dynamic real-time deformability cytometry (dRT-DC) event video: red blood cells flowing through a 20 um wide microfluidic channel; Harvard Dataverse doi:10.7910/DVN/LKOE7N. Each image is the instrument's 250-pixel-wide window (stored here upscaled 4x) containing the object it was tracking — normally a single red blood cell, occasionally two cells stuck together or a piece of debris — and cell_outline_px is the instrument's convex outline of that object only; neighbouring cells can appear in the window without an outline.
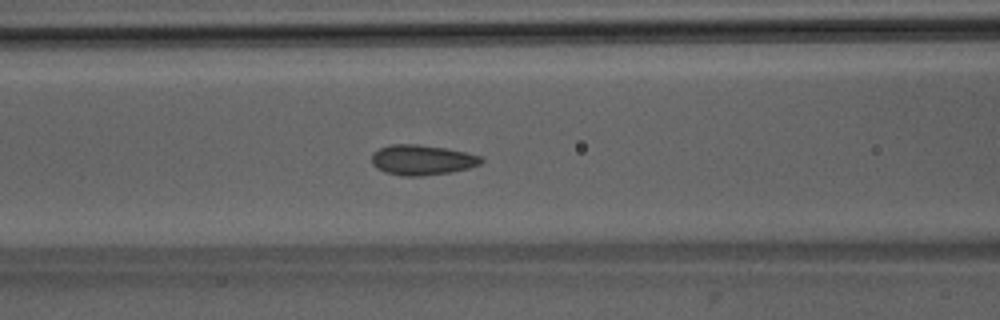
{"species": "Egyptian fruit bat (a non-hibernating species)", "species_latin": "Rousettus aegyptiacus", "temperature_condition": "room temperature", "stored_images_in_passage": 52, "camera_frame_rate_fps": 3000, "um_per_image_px": 0.085, "animal": {"sex": "male"}, "frame": {"image": 1, "passage_image": 22, "time_ms": 7.0, "image_size_px": [1000, 320], "cell_outline_px": [[484, 160], [480, 164], [468, 168], [452, 172], [420, 176], [400, 176], [384, 172], [376, 168], [372, 164], [372, 152], [380, 148], [392, 144], [416, 144], [444, 148], [484, 156]], "centroid_in_image_um": [35.86, 13.6], "position_along_channel_um": 130.7, "area_um2": 19.36}}
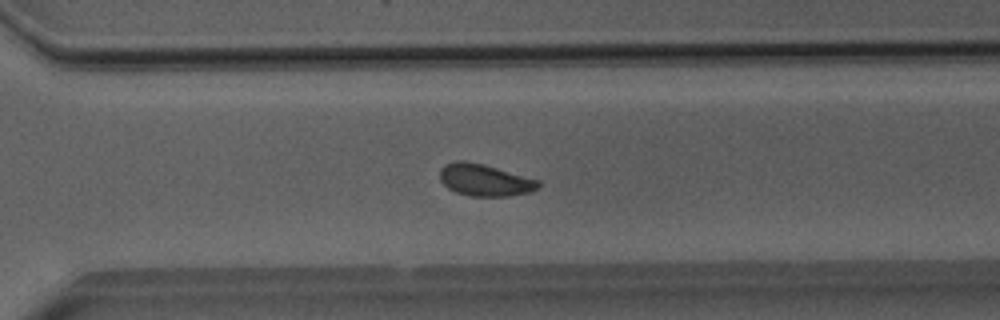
{"frame": {"image": 2, "passage_image": 37, "time_ms": 12.0, "image_size_px": [1000, 320], "cell_outline_px": [[540, 184], [536, 188], [528, 192], [508, 196], [468, 196], [456, 192], [448, 188], [440, 180], [440, 168], [444, 164], [456, 160], [464, 160], [484, 164], [540, 180]], "centroid_in_image_um": [41.17, 15.29], "position_along_channel_um": 329.4, "area_um2": 18.38}}
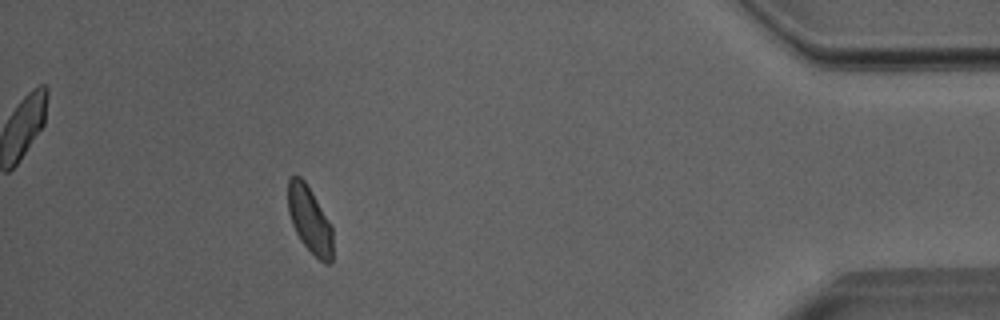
{"frame": {"image": 3, "passage_image": 47, "time_ms": 15.333, "image_size_px": [1000, 320], "cell_outline_px": [[332, 264], [324, 264], [300, 240], [292, 224], [288, 212], [288, 176], [300, 176], [304, 180], [332, 224]], "centroid_in_image_um": [26.33, 18.68], "position_along_channel_um": 408.9, "area_um2": 17.4}, "authors_computed_cell_mechanics": {"area_um2": 18.6983, "velocity_mm_per_s": 3.9769, "shape_relaxation_time_tau1_ms": 2.8077, "shape_relaxation_time_tau2_ms": 0.9514, "deformation_change_tau1": 0.0664, "deformation_change_tau2": 0.0518}}